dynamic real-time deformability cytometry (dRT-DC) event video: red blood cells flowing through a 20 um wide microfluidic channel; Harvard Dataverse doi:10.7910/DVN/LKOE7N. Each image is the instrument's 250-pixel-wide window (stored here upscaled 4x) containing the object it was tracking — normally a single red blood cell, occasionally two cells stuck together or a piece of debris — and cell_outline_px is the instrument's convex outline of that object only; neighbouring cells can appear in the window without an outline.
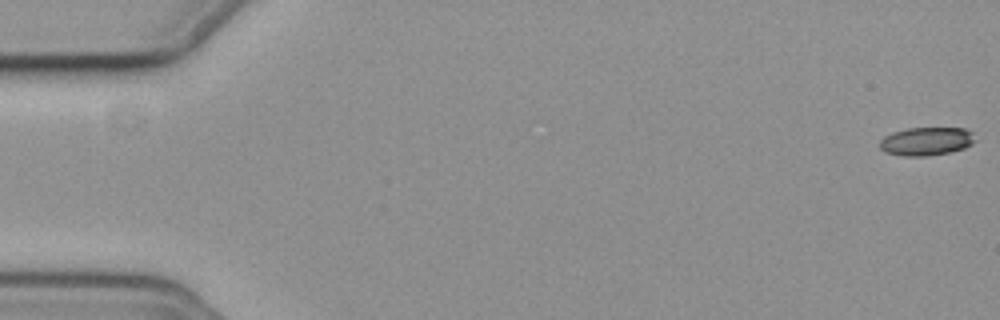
{"species": "common noctule bat (a hibernating species)", "species_latin": "Nyctalus noctula", "temperature_condition": "cold", "stored_images_in_passage": 54, "camera_frame_rate_fps": 3000, "um_per_image_px": 0.085, "animal": {"sex": "female", "body_mass_g": 19.3, "forearm_length_mm": 54.1}, "frame": {"image": 1, "passage_image": 1, "time_ms": 0.0, "image_size_px": [1000, 320], "cell_outline_px": [[976, 140], [972, 144], [964, 148], [948, 152], [928, 156], [904, 156], [884, 152], [880, 148], [880, 140], [884, 136], [892, 132], [908, 128], [968, 128], [972, 132]], "centroid_in_image_um": [78.74, 12.0], "position_along_channel_um": 6.3, "area_um2": 15.84}}
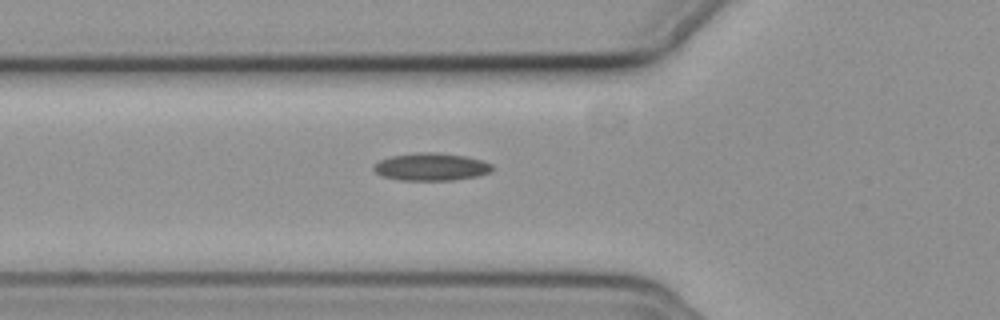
{"frame": {"image": 2, "passage_image": 20, "time_ms": 6.333, "image_size_px": [1000, 320], "cell_outline_px": [[492, 172], [480, 176], [452, 180], [400, 180], [380, 176], [372, 168], [380, 160], [388, 156], [416, 152], [436, 152], [468, 156], [492, 164]], "centroid_in_image_um": [36.65, 14.17], "position_along_channel_um": 89.1, "area_um2": 19.31}}
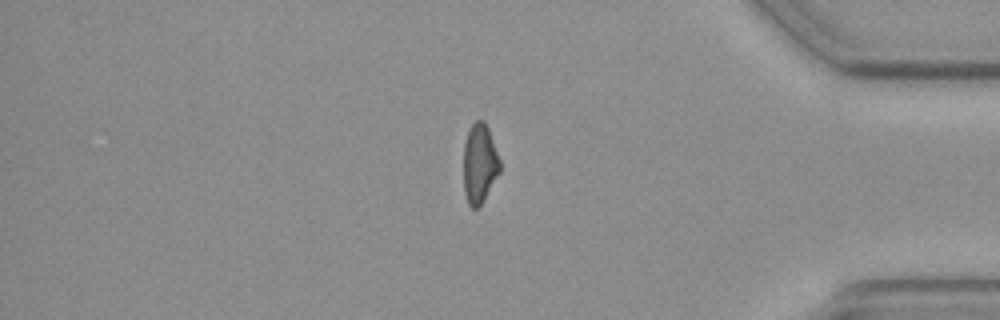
{"frame": {"image": 3, "passage_image": 47, "time_ms": 15.333, "image_size_px": [1000, 320], "cell_outline_px": [[500, 172], [480, 204], [476, 208], [472, 208], [468, 204], [464, 192], [464, 144], [468, 128], [476, 120], [484, 120], [488, 128], [500, 160]], "centroid_in_image_um": [40.75, 13.87], "position_along_channel_um": 394.5, "area_um2": 16.7}, "authors_computed_cell_mechanics": {"area_um2": 17.6579, "velocity_mm_per_s": 3.7364, "shape_relaxation_time_tau1_ms": null, "shape_relaxation_time_tau2_ms": 11.2351, "deformation_change_tau1": null, "deformation_change_tau2": 0.2141}}